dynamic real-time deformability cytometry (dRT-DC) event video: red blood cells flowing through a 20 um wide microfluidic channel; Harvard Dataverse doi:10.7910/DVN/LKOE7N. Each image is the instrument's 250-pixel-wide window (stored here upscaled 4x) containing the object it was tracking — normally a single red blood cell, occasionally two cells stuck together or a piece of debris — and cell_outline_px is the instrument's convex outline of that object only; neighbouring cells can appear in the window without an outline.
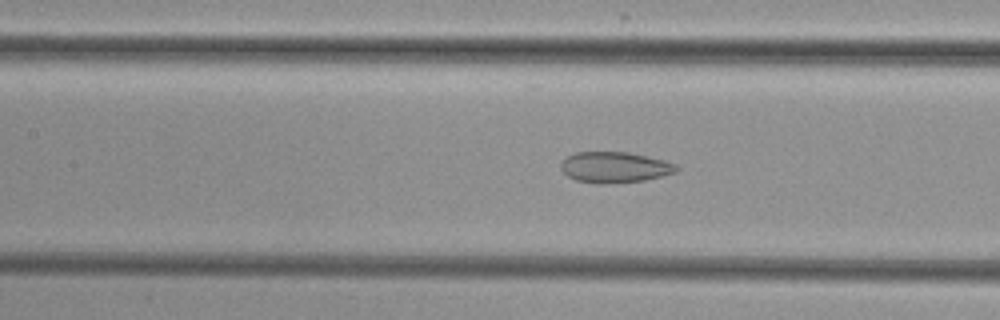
{"species": "common noctule bat (a hibernating species)", "species_latin": "Nyctalus noctula", "temperature_condition": "cold", "stored_images_in_passage": 51, "camera_frame_rate_fps": 3000, "um_per_image_px": 0.085, "animal": {"sex": "female", "body_mass_g": 29.2, "forearm_length_mm": 56.3}, "frame": {"image": 1, "passage_image": 25, "time_ms": 8.0, "image_size_px": [1000, 320], "cell_outline_px": [[680, 168], [676, 172], [644, 180], [604, 184], [596, 184], [576, 180], [568, 176], [560, 168], [560, 164], [568, 156], [576, 152], [628, 152], [664, 160], [676, 164]], "centroid_in_image_um": [52.25, 14.22], "position_along_channel_um": 155.2, "area_um2": 20.69}}
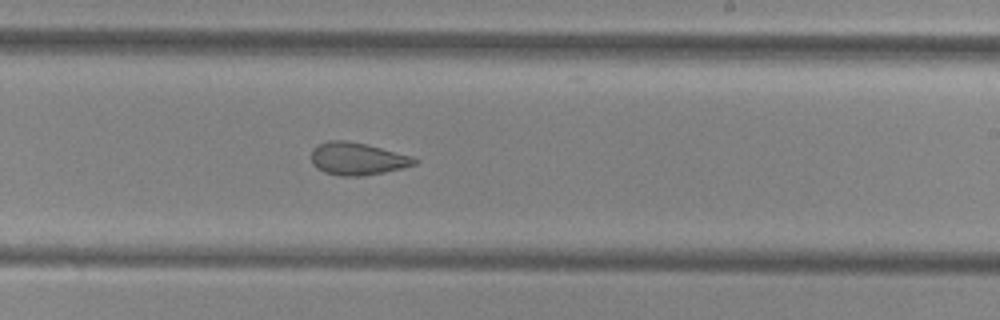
{"frame": {"image": 2, "passage_image": 33, "time_ms": 10.667, "image_size_px": [1000, 320], "cell_outline_px": [[420, 160], [416, 164], [404, 168], [364, 176], [340, 176], [324, 172], [316, 168], [312, 164], [312, 148], [328, 140], [344, 140], [368, 144], [412, 156]], "centroid_in_image_um": [30.39, 13.5], "position_along_channel_um": 258.6, "area_um2": 19.77}}
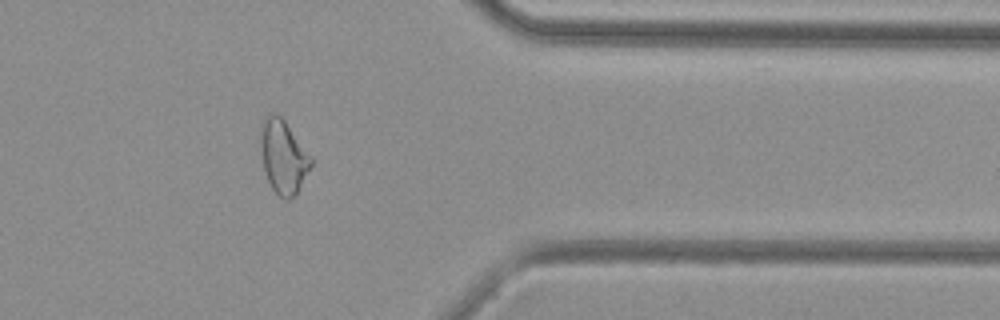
{"frame": {"image": 3, "passage_image": 44, "time_ms": 14.333, "image_size_px": [1000, 320], "cell_outline_px": [[312, 164], [296, 192], [288, 200], [284, 200], [272, 188], [264, 172], [260, 148], [260, 124], [268, 112], [276, 112], [284, 120], [312, 156]], "centroid_in_image_um": [24.04, 13.26], "position_along_channel_um": 387.4, "area_um2": 21.62}}